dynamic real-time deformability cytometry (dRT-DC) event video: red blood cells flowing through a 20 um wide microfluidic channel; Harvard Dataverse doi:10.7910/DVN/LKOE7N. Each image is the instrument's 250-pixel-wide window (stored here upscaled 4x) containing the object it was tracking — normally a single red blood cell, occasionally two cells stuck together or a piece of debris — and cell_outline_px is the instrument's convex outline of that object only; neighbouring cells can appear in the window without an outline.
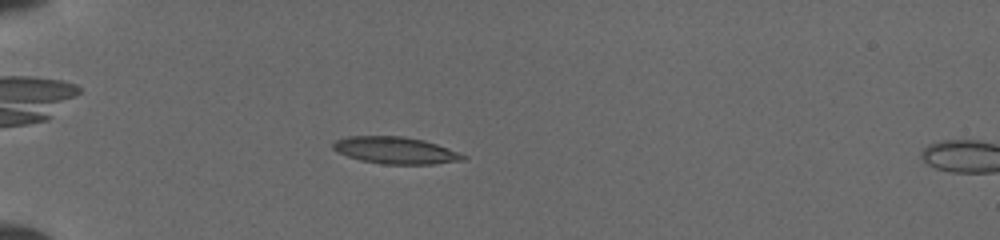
{"species": "common noctule bat (a hibernating species)", "species_latin": "Nyctalus noctula", "temperature_condition": "cold", "stored_images_in_passage": 7, "camera_frame_rate_fps": 3000, "um_per_image_px": 0.085, "animal": {"sex": "female", "body_mass_g": 19.5, "forearm_length_mm": 54.1}, "frame": {"image": 1, "passage_image": 5, "time_ms": 4.0, "image_size_px": [1000, 240], "cell_outline_px": [[468, 156], [464, 160], [432, 164], [384, 164], [360, 160], [348, 156], [332, 148], [332, 144], [336, 140], [348, 136], [404, 136], [436, 144]], "centroid_in_image_um": [33.6, 12.78], "position_along_channel_um": 51.4, "area_um2": 20.11}}
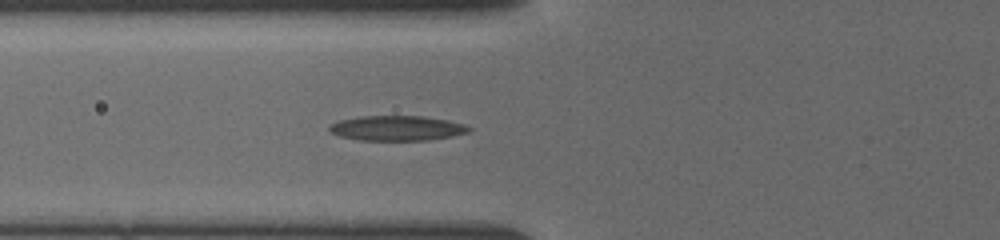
{"frame": {"image": 2, "passage_image": 7, "time_ms": 5.667, "image_size_px": [1000, 240], "cell_outline_px": [[472, 128], [468, 132], [428, 140], [356, 140], [340, 136], [332, 132], [328, 128], [332, 124], [340, 120], [360, 116], [420, 116], [448, 120], [464, 124]], "centroid_in_image_um": [33.73, 10.89], "position_along_channel_um": 92.1, "area_um2": 20.06}}